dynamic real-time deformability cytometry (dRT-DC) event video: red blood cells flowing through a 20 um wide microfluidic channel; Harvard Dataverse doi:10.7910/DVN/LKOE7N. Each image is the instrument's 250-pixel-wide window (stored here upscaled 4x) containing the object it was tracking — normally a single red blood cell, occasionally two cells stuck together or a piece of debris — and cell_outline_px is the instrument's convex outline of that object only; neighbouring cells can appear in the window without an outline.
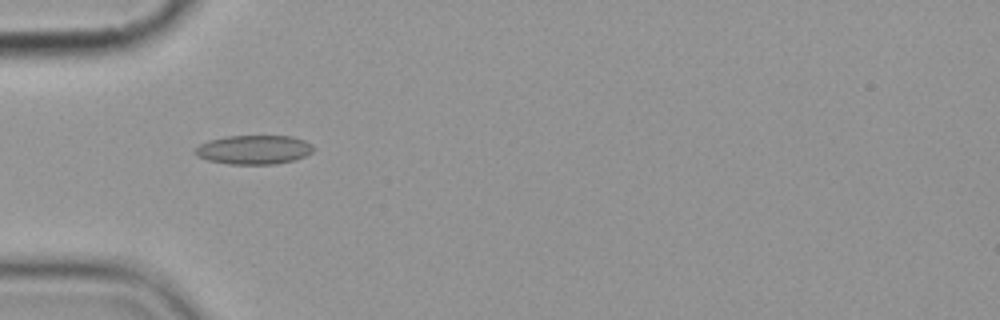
{"species": "common noctule bat (a hibernating species)", "species_latin": "Nyctalus noctula", "temperature_condition": "cold", "stored_images_in_passage": 4, "camera_frame_rate_fps": 3000, "um_per_image_px": 0.085, "animal": {"sex": "female", "body_mass_g": 19.9}, "frame": {"image": 1, "passage_image": 3, "time_ms": 2.333, "image_size_px": [1000, 320], "cell_outline_px": [[316, 148], [312, 152], [296, 160], [276, 164], [228, 164], [208, 160], [196, 156], [192, 152], [200, 144], [208, 140], [228, 136], [292, 136], [304, 140], [312, 144]], "centroid_in_image_um": [21.59, 12.73], "position_along_channel_um": 63.4, "area_um2": 20.23}}
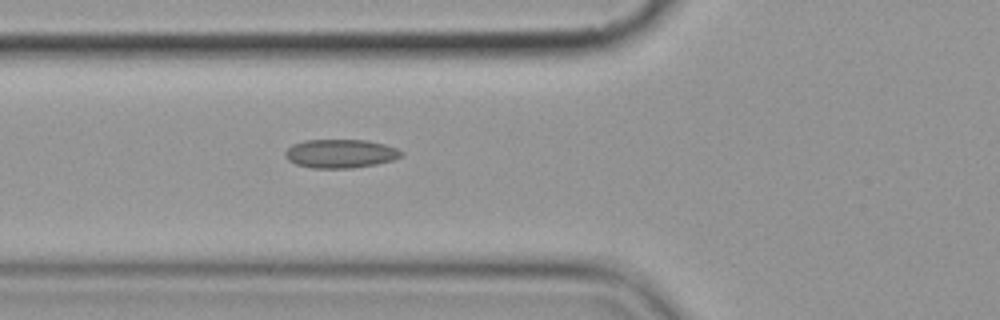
{"frame": {"image": 2, "passage_image": 4, "time_ms": 3.333, "image_size_px": [1000, 320], "cell_outline_px": [[404, 152], [400, 156], [392, 160], [376, 164], [352, 168], [312, 168], [296, 164], [288, 160], [284, 156], [284, 152], [292, 144], [304, 140], [368, 140], [384, 144], [396, 148]], "centroid_in_image_um": [28.91, 13.05], "position_along_channel_um": 96.9, "area_um2": 19.42}}